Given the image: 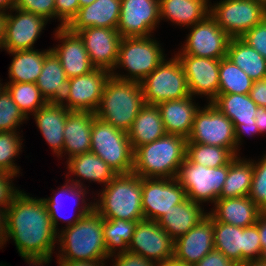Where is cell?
<instances>
[{
  "label": "cell",
  "instance_id": "obj_1",
  "mask_svg": "<svg viewBox=\"0 0 266 266\" xmlns=\"http://www.w3.org/2000/svg\"><path fill=\"white\" fill-rule=\"evenodd\" d=\"M33 198L21 191L7 208V241L14 240L28 264L43 266L51 261L58 231L43 198Z\"/></svg>",
  "mask_w": 266,
  "mask_h": 266
},
{
  "label": "cell",
  "instance_id": "obj_2",
  "mask_svg": "<svg viewBox=\"0 0 266 266\" xmlns=\"http://www.w3.org/2000/svg\"><path fill=\"white\" fill-rule=\"evenodd\" d=\"M104 218L93 209L72 226L64 227L58 232L61 254L57 260L96 261L107 260L110 256L106 250L103 235Z\"/></svg>",
  "mask_w": 266,
  "mask_h": 266
},
{
  "label": "cell",
  "instance_id": "obj_3",
  "mask_svg": "<svg viewBox=\"0 0 266 266\" xmlns=\"http://www.w3.org/2000/svg\"><path fill=\"white\" fill-rule=\"evenodd\" d=\"M187 139L172 134L134 150L133 171L141 178H177L186 159Z\"/></svg>",
  "mask_w": 266,
  "mask_h": 266
},
{
  "label": "cell",
  "instance_id": "obj_4",
  "mask_svg": "<svg viewBox=\"0 0 266 266\" xmlns=\"http://www.w3.org/2000/svg\"><path fill=\"white\" fill-rule=\"evenodd\" d=\"M144 105L140 82L110 76L95 116L117 129L128 132Z\"/></svg>",
  "mask_w": 266,
  "mask_h": 266
},
{
  "label": "cell",
  "instance_id": "obj_5",
  "mask_svg": "<svg viewBox=\"0 0 266 266\" xmlns=\"http://www.w3.org/2000/svg\"><path fill=\"white\" fill-rule=\"evenodd\" d=\"M100 192L94 209L104 219L145 220L142 210V178L134 172L117 174Z\"/></svg>",
  "mask_w": 266,
  "mask_h": 266
},
{
  "label": "cell",
  "instance_id": "obj_6",
  "mask_svg": "<svg viewBox=\"0 0 266 266\" xmlns=\"http://www.w3.org/2000/svg\"><path fill=\"white\" fill-rule=\"evenodd\" d=\"M150 37H122L114 70L123 67L130 75H118L112 71L111 76L141 82L155 70L165 57L159 42Z\"/></svg>",
  "mask_w": 266,
  "mask_h": 266
},
{
  "label": "cell",
  "instance_id": "obj_7",
  "mask_svg": "<svg viewBox=\"0 0 266 266\" xmlns=\"http://www.w3.org/2000/svg\"><path fill=\"white\" fill-rule=\"evenodd\" d=\"M90 152L99 156L116 174L133 171L134 150L127 132L113 127L96 116L91 129Z\"/></svg>",
  "mask_w": 266,
  "mask_h": 266
},
{
  "label": "cell",
  "instance_id": "obj_8",
  "mask_svg": "<svg viewBox=\"0 0 266 266\" xmlns=\"http://www.w3.org/2000/svg\"><path fill=\"white\" fill-rule=\"evenodd\" d=\"M140 84L144 103L148 105L190 96L186 76L176 54L169 61L164 58Z\"/></svg>",
  "mask_w": 266,
  "mask_h": 266
},
{
  "label": "cell",
  "instance_id": "obj_9",
  "mask_svg": "<svg viewBox=\"0 0 266 266\" xmlns=\"http://www.w3.org/2000/svg\"><path fill=\"white\" fill-rule=\"evenodd\" d=\"M214 247L238 266L249 260H259L262 253L258 225L239 227L213 218Z\"/></svg>",
  "mask_w": 266,
  "mask_h": 266
},
{
  "label": "cell",
  "instance_id": "obj_10",
  "mask_svg": "<svg viewBox=\"0 0 266 266\" xmlns=\"http://www.w3.org/2000/svg\"><path fill=\"white\" fill-rule=\"evenodd\" d=\"M228 174V164L211 168L183 161L177 179L185 189L186 197L198 204L214 203L219 199Z\"/></svg>",
  "mask_w": 266,
  "mask_h": 266
},
{
  "label": "cell",
  "instance_id": "obj_11",
  "mask_svg": "<svg viewBox=\"0 0 266 266\" xmlns=\"http://www.w3.org/2000/svg\"><path fill=\"white\" fill-rule=\"evenodd\" d=\"M210 15L231 38L241 37L266 18V7L258 0H221L210 7Z\"/></svg>",
  "mask_w": 266,
  "mask_h": 266
},
{
  "label": "cell",
  "instance_id": "obj_12",
  "mask_svg": "<svg viewBox=\"0 0 266 266\" xmlns=\"http://www.w3.org/2000/svg\"><path fill=\"white\" fill-rule=\"evenodd\" d=\"M199 108L187 143L208 144L228 148L235 156L237 146L232 121L211 103Z\"/></svg>",
  "mask_w": 266,
  "mask_h": 266
},
{
  "label": "cell",
  "instance_id": "obj_13",
  "mask_svg": "<svg viewBox=\"0 0 266 266\" xmlns=\"http://www.w3.org/2000/svg\"><path fill=\"white\" fill-rule=\"evenodd\" d=\"M177 178H142V210L145 220L158 221L186 199Z\"/></svg>",
  "mask_w": 266,
  "mask_h": 266
},
{
  "label": "cell",
  "instance_id": "obj_14",
  "mask_svg": "<svg viewBox=\"0 0 266 266\" xmlns=\"http://www.w3.org/2000/svg\"><path fill=\"white\" fill-rule=\"evenodd\" d=\"M127 251L160 265L173 259L174 240L157 221L142 220L135 226Z\"/></svg>",
  "mask_w": 266,
  "mask_h": 266
},
{
  "label": "cell",
  "instance_id": "obj_15",
  "mask_svg": "<svg viewBox=\"0 0 266 266\" xmlns=\"http://www.w3.org/2000/svg\"><path fill=\"white\" fill-rule=\"evenodd\" d=\"M231 37L222 30L209 14L192 26L182 52L196 57L222 59L227 57Z\"/></svg>",
  "mask_w": 266,
  "mask_h": 266
},
{
  "label": "cell",
  "instance_id": "obj_16",
  "mask_svg": "<svg viewBox=\"0 0 266 266\" xmlns=\"http://www.w3.org/2000/svg\"><path fill=\"white\" fill-rule=\"evenodd\" d=\"M159 22V0H121L117 31L122 37L151 36Z\"/></svg>",
  "mask_w": 266,
  "mask_h": 266
},
{
  "label": "cell",
  "instance_id": "obj_17",
  "mask_svg": "<svg viewBox=\"0 0 266 266\" xmlns=\"http://www.w3.org/2000/svg\"><path fill=\"white\" fill-rule=\"evenodd\" d=\"M176 57L184 70L190 95H205L211 103L218 96L220 59L196 57L181 51Z\"/></svg>",
  "mask_w": 266,
  "mask_h": 266
},
{
  "label": "cell",
  "instance_id": "obj_18",
  "mask_svg": "<svg viewBox=\"0 0 266 266\" xmlns=\"http://www.w3.org/2000/svg\"><path fill=\"white\" fill-rule=\"evenodd\" d=\"M77 34L84 42L92 65L95 68L114 71L122 39L117 29L87 27Z\"/></svg>",
  "mask_w": 266,
  "mask_h": 266
},
{
  "label": "cell",
  "instance_id": "obj_19",
  "mask_svg": "<svg viewBox=\"0 0 266 266\" xmlns=\"http://www.w3.org/2000/svg\"><path fill=\"white\" fill-rule=\"evenodd\" d=\"M213 249V217L208 213L186 234L174 241L173 259L194 266Z\"/></svg>",
  "mask_w": 266,
  "mask_h": 266
},
{
  "label": "cell",
  "instance_id": "obj_20",
  "mask_svg": "<svg viewBox=\"0 0 266 266\" xmlns=\"http://www.w3.org/2000/svg\"><path fill=\"white\" fill-rule=\"evenodd\" d=\"M17 14L7 12L3 49L7 52L16 50H32L33 44L41 34L47 20L40 15L13 8ZM9 13V14H8Z\"/></svg>",
  "mask_w": 266,
  "mask_h": 266
},
{
  "label": "cell",
  "instance_id": "obj_21",
  "mask_svg": "<svg viewBox=\"0 0 266 266\" xmlns=\"http://www.w3.org/2000/svg\"><path fill=\"white\" fill-rule=\"evenodd\" d=\"M111 72L95 68L85 75L70 78V94L64 106L70 111H90L99 107L103 90Z\"/></svg>",
  "mask_w": 266,
  "mask_h": 266
},
{
  "label": "cell",
  "instance_id": "obj_22",
  "mask_svg": "<svg viewBox=\"0 0 266 266\" xmlns=\"http://www.w3.org/2000/svg\"><path fill=\"white\" fill-rule=\"evenodd\" d=\"M211 104L232 121L237 150L244 134L259 133L254 118L258 106L249 94H218Z\"/></svg>",
  "mask_w": 266,
  "mask_h": 266
},
{
  "label": "cell",
  "instance_id": "obj_23",
  "mask_svg": "<svg viewBox=\"0 0 266 266\" xmlns=\"http://www.w3.org/2000/svg\"><path fill=\"white\" fill-rule=\"evenodd\" d=\"M58 29V30H57ZM55 38L62 44L51 48L59 59L68 79L85 75L95 69L92 65L83 40L77 33L69 31L66 27H57Z\"/></svg>",
  "mask_w": 266,
  "mask_h": 266
},
{
  "label": "cell",
  "instance_id": "obj_24",
  "mask_svg": "<svg viewBox=\"0 0 266 266\" xmlns=\"http://www.w3.org/2000/svg\"><path fill=\"white\" fill-rule=\"evenodd\" d=\"M36 85L47 103L64 106L70 94V81L55 54L50 51L44 59Z\"/></svg>",
  "mask_w": 266,
  "mask_h": 266
},
{
  "label": "cell",
  "instance_id": "obj_25",
  "mask_svg": "<svg viewBox=\"0 0 266 266\" xmlns=\"http://www.w3.org/2000/svg\"><path fill=\"white\" fill-rule=\"evenodd\" d=\"M121 0H95L92 4L79 8L66 28L77 33L87 27L117 29Z\"/></svg>",
  "mask_w": 266,
  "mask_h": 266
},
{
  "label": "cell",
  "instance_id": "obj_26",
  "mask_svg": "<svg viewBox=\"0 0 266 266\" xmlns=\"http://www.w3.org/2000/svg\"><path fill=\"white\" fill-rule=\"evenodd\" d=\"M209 214L217 221L239 227L256 224L262 210L249 196L219 198Z\"/></svg>",
  "mask_w": 266,
  "mask_h": 266
},
{
  "label": "cell",
  "instance_id": "obj_27",
  "mask_svg": "<svg viewBox=\"0 0 266 266\" xmlns=\"http://www.w3.org/2000/svg\"><path fill=\"white\" fill-rule=\"evenodd\" d=\"M95 113L90 111H70L64 127L62 154L73 156L90 152L91 129Z\"/></svg>",
  "mask_w": 266,
  "mask_h": 266
},
{
  "label": "cell",
  "instance_id": "obj_28",
  "mask_svg": "<svg viewBox=\"0 0 266 266\" xmlns=\"http://www.w3.org/2000/svg\"><path fill=\"white\" fill-rule=\"evenodd\" d=\"M194 103L192 95H190L179 100H168L157 105L167 134L178 135L188 139L195 114L200 108Z\"/></svg>",
  "mask_w": 266,
  "mask_h": 266
},
{
  "label": "cell",
  "instance_id": "obj_29",
  "mask_svg": "<svg viewBox=\"0 0 266 266\" xmlns=\"http://www.w3.org/2000/svg\"><path fill=\"white\" fill-rule=\"evenodd\" d=\"M65 106L46 103L34 113L37 127L52 148L53 152L62 157L64 145V127L68 116Z\"/></svg>",
  "mask_w": 266,
  "mask_h": 266
},
{
  "label": "cell",
  "instance_id": "obj_30",
  "mask_svg": "<svg viewBox=\"0 0 266 266\" xmlns=\"http://www.w3.org/2000/svg\"><path fill=\"white\" fill-rule=\"evenodd\" d=\"M208 213L200 204L186 198L183 202L172 206L157 222L175 241L186 234Z\"/></svg>",
  "mask_w": 266,
  "mask_h": 266
},
{
  "label": "cell",
  "instance_id": "obj_31",
  "mask_svg": "<svg viewBox=\"0 0 266 266\" xmlns=\"http://www.w3.org/2000/svg\"><path fill=\"white\" fill-rule=\"evenodd\" d=\"M209 0H159L160 20L179 26H193L210 14Z\"/></svg>",
  "mask_w": 266,
  "mask_h": 266
},
{
  "label": "cell",
  "instance_id": "obj_32",
  "mask_svg": "<svg viewBox=\"0 0 266 266\" xmlns=\"http://www.w3.org/2000/svg\"><path fill=\"white\" fill-rule=\"evenodd\" d=\"M166 134L159 108L157 105L148 104H145L140 109L139 114L127 132L133 150Z\"/></svg>",
  "mask_w": 266,
  "mask_h": 266
},
{
  "label": "cell",
  "instance_id": "obj_33",
  "mask_svg": "<svg viewBox=\"0 0 266 266\" xmlns=\"http://www.w3.org/2000/svg\"><path fill=\"white\" fill-rule=\"evenodd\" d=\"M67 167L72 175L81 177L80 180H70L77 186L83 185L80 181L86 179L91 182L104 183L106 186L117 174L95 153L87 152L71 157L67 161Z\"/></svg>",
  "mask_w": 266,
  "mask_h": 266
},
{
  "label": "cell",
  "instance_id": "obj_34",
  "mask_svg": "<svg viewBox=\"0 0 266 266\" xmlns=\"http://www.w3.org/2000/svg\"><path fill=\"white\" fill-rule=\"evenodd\" d=\"M68 182L63 185L61 188H59L60 190L57 191V193H55V195L51 198H43V201H44V204L46 205V208H47V211L49 212V215H50V218L52 220V224L55 228V230L57 231L58 228H57V223H58V220H61L63 222H67V226L66 227H69V226H72L74 225L75 223H77L80 218H82L83 216L89 214L93 209H94V204H92V202L89 204L86 203L85 201V194H86V188L84 189L83 187L81 186H77L76 184L74 183H70L69 180H67ZM70 183V184H69ZM66 194V195H65ZM70 196V198H74L73 200H75V204L76 207H78V200H81V203L85 204L83 206H81L78 210V213L75 215V217L73 216V219L69 220V218L67 217H63L64 215L61 214V212L64 210H62V206H63V198H66L68 195ZM68 196V197H69ZM77 198V199H76ZM77 201V203H76ZM73 202V201H72ZM62 210V211H61ZM65 214V213H64ZM72 216V215H71ZM63 218H66V219H63ZM63 219V220H62Z\"/></svg>",
  "mask_w": 266,
  "mask_h": 266
},
{
  "label": "cell",
  "instance_id": "obj_35",
  "mask_svg": "<svg viewBox=\"0 0 266 266\" xmlns=\"http://www.w3.org/2000/svg\"><path fill=\"white\" fill-rule=\"evenodd\" d=\"M227 58L253 81L266 79V59L240 37L230 39Z\"/></svg>",
  "mask_w": 266,
  "mask_h": 266
},
{
  "label": "cell",
  "instance_id": "obj_36",
  "mask_svg": "<svg viewBox=\"0 0 266 266\" xmlns=\"http://www.w3.org/2000/svg\"><path fill=\"white\" fill-rule=\"evenodd\" d=\"M51 49L38 50H16L8 52L13 55L12 63L9 67L10 82L36 83L44 63L45 56Z\"/></svg>",
  "mask_w": 266,
  "mask_h": 266
},
{
  "label": "cell",
  "instance_id": "obj_37",
  "mask_svg": "<svg viewBox=\"0 0 266 266\" xmlns=\"http://www.w3.org/2000/svg\"><path fill=\"white\" fill-rule=\"evenodd\" d=\"M235 156L228 163V174L219 198L248 196L253 177V162Z\"/></svg>",
  "mask_w": 266,
  "mask_h": 266
},
{
  "label": "cell",
  "instance_id": "obj_38",
  "mask_svg": "<svg viewBox=\"0 0 266 266\" xmlns=\"http://www.w3.org/2000/svg\"><path fill=\"white\" fill-rule=\"evenodd\" d=\"M138 222L139 221H127L120 218L104 219L103 235L106 250L110 257H113L118 249L119 252L117 253L126 252L128 250V245L131 243L135 226Z\"/></svg>",
  "mask_w": 266,
  "mask_h": 266
},
{
  "label": "cell",
  "instance_id": "obj_39",
  "mask_svg": "<svg viewBox=\"0 0 266 266\" xmlns=\"http://www.w3.org/2000/svg\"><path fill=\"white\" fill-rule=\"evenodd\" d=\"M253 82L229 58L220 59L218 94H249Z\"/></svg>",
  "mask_w": 266,
  "mask_h": 266
},
{
  "label": "cell",
  "instance_id": "obj_40",
  "mask_svg": "<svg viewBox=\"0 0 266 266\" xmlns=\"http://www.w3.org/2000/svg\"><path fill=\"white\" fill-rule=\"evenodd\" d=\"M234 157L225 147L199 143H187L186 146V159L205 167L218 168L227 165Z\"/></svg>",
  "mask_w": 266,
  "mask_h": 266
},
{
  "label": "cell",
  "instance_id": "obj_41",
  "mask_svg": "<svg viewBox=\"0 0 266 266\" xmlns=\"http://www.w3.org/2000/svg\"><path fill=\"white\" fill-rule=\"evenodd\" d=\"M5 86L11 94L13 101L27 119L30 113L33 115L47 103L36 83L8 82Z\"/></svg>",
  "mask_w": 266,
  "mask_h": 266
},
{
  "label": "cell",
  "instance_id": "obj_42",
  "mask_svg": "<svg viewBox=\"0 0 266 266\" xmlns=\"http://www.w3.org/2000/svg\"><path fill=\"white\" fill-rule=\"evenodd\" d=\"M17 133L0 132V171L14 174L16 177L20 169L15 165L13 159L22 151V139Z\"/></svg>",
  "mask_w": 266,
  "mask_h": 266
},
{
  "label": "cell",
  "instance_id": "obj_43",
  "mask_svg": "<svg viewBox=\"0 0 266 266\" xmlns=\"http://www.w3.org/2000/svg\"><path fill=\"white\" fill-rule=\"evenodd\" d=\"M26 119L5 88L0 93V132H17V126Z\"/></svg>",
  "mask_w": 266,
  "mask_h": 266
},
{
  "label": "cell",
  "instance_id": "obj_44",
  "mask_svg": "<svg viewBox=\"0 0 266 266\" xmlns=\"http://www.w3.org/2000/svg\"><path fill=\"white\" fill-rule=\"evenodd\" d=\"M261 161L254 163L249 197L262 210L266 211V154Z\"/></svg>",
  "mask_w": 266,
  "mask_h": 266
},
{
  "label": "cell",
  "instance_id": "obj_45",
  "mask_svg": "<svg viewBox=\"0 0 266 266\" xmlns=\"http://www.w3.org/2000/svg\"><path fill=\"white\" fill-rule=\"evenodd\" d=\"M14 8L43 16L47 21L55 18V0H15Z\"/></svg>",
  "mask_w": 266,
  "mask_h": 266
},
{
  "label": "cell",
  "instance_id": "obj_46",
  "mask_svg": "<svg viewBox=\"0 0 266 266\" xmlns=\"http://www.w3.org/2000/svg\"><path fill=\"white\" fill-rule=\"evenodd\" d=\"M240 38L266 59V18Z\"/></svg>",
  "mask_w": 266,
  "mask_h": 266
},
{
  "label": "cell",
  "instance_id": "obj_47",
  "mask_svg": "<svg viewBox=\"0 0 266 266\" xmlns=\"http://www.w3.org/2000/svg\"><path fill=\"white\" fill-rule=\"evenodd\" d=\"M79 8V0H55V17L59 18L61 23L58 27H66Z\"/></svg>",
  "mask_w": 266,
  "mask_h": 266
},
{
  "label": "cell",
  "instance_id": "obj_48",
  "mask_svg": "<svg viewBox=\"0 0 266 266\" xmlns=\"http://www.w3.org/2000/svg\"><path fill=\"white\" fill-rule=\"evenodd\" d=\"M14 176L16 175L0 171V208H8L14 198L21 192L13 186L11 179Z\"/></svg>",
  "mask_w": 266,
  "mask_h": 266
},
{
  "label": "cell",
  "instance_id": "obj_49",
  "mask_svg": "<svg viewBox=\"0 0 266 266\" xmlns=\"http://www.w3.org/2000/svg\"><path fill=\"white\" fill-rule=\"evenodd\" d=\"M114 258L113 266H159L153 261L129 251L117 253Z\"/></svg>",
  "mask_w": 266,
  "mask_h": 266
},
{
  "label": "cell",
  "instance_id": "obj_50",
  "mask_svg": "<svg viewBox=\"0 0 266 266\" xmlns=\"http://www.w3.org/2000/svg\"><path fill=\"white\" fill-rule=\"evenodd\" d=\"M194 266H238L222 252L213 249Z\"/></svg>",
  "mask_w": 266,
  "mask_h": 266
},
{
  "label": "cell",
  "instance_id": "obj_51",
  "mask_svg": "<svg viewBox=\"0 0 266 266\" xmlns=\"http://www.w3.org/2000/svg\"><path fill=\"white\" fill-rule=\"evenodd\" d=\"M249 95L257 106L266 108V79L254 81Z\"/></svg>",
  "mask_w": 266,
  "mask_h": 266
},
{
  "label": "cell",
  "instance_id": "obj_52",
  "mask_svg": "<svg viewBox=\"0 0 266 266\" xmlns=\"http://www.w3.org/2000/svg\"><path fill=\"white\" fill-rule=\"evenodd\" d=\"M262 250L266 247V211H262L256 221Z\"/></svg>",
  "mask_w": 266,
  "mask_h": 266
},
{
  "label": "cell",
  "instance_id": "obj_53",
  "mask_svg": "<svg viewBox=\"0 0 266 266\" xmlns=\"http://www.w3.org/2000/svg\"><path fill=\"white\" fill-rule=\"evenodd\" d=\"M7 242V208H0V247Z\"/></svg>",
  "mask_w": 266,
  "mask_h": 266
},
{
  "label": "cell",
  "instance_id": "obj_54",
  "mask_svg": "<svg viewBox=\"0 0 266 266\" xmlns=\"http://www.w3.org/2000/svg\"><path fill=\"white\" fill-rule=\"evenodd\" d=\"M254 118L259 133L266 132V108L258 106Z\"/></svg>",
  "mask_w": 266,
  "mask_h": 266
},
{
  "label": "cell",
  "instance_id": "obj_55",
  "mask_svg": "<svg viewBox=\"0 0 266 266\" xmlns=\"http://www.w3.org/2000/svg\"><path fill=\"white\" fill-rule=\"evenodd\" d=\"M105 260H96V261H64L59 260L57 263H59V266H105L104 264Z\"/></svg>",
  "mask_w": 266,
  "mask_h": 266
},
{
  "label": "cell",
  "instance_id": "obj_56",
  "mask_svg": "<svg viewBox=\"0 0 266 266\" xmlns=\"http://www.w3.org/2000/svg\"><path fill=\"white\" fill-rule=\"evenodd\" d=\"M6 21H7L6 11L0 10V48L1 49L3 47V42L5 38Z\"/></svg>",
  "mask_w": 266,
  "mask_h": 266
},
{
  "label": "cell",
  "instance_id": "obj_57",
  "mask_svg": "<svg viewBox=\"0 0 266 266\" xmlns=\"http://www.w3.org/2000/svg\"><path fill=\"white\" fill-rule=\"evenodd\" d=\"M15 5V0H0V10L6 11L10 9L11 10L14 8Z\"/></svg>",
  "mask_w": 266,
  "mask_h": 266
},
{
  "label": "cell",
  "instance_id": "obj_58",
  "mask_svg": "<svg viewBox=\"0 0 266 266\" xmlns=\"http://www.w3.org/2000/svg\"><path fill=\"white\" fill-rule=\"evenodd\" d=\"M239 266H266V262L260 260H249Z\"/></svg>",
  "mask_w": 266,
  "mask_h": 266
},
{
  "label": "cell",
  "instance_id": "obj_59",
  "mask_svg": "<svg viewBox=\"0 0 266 266\" xmlns=\"http://www.w3.org/2000/svg\"><path fill=\"white\" fill-rule=\"evenodd\" d=\"M159 266H188V265H185L184 263L171 259L165 262L164 264H160Z\"/></svg>",
  "mask_w": 266,
  "mask_h": 266
},
{
  "label": "cell",
  "instance_id": "obj_60",
  "mask_svg": "<svg viewBox=\"0 0 266 266\" xmlns=\"http://www.w3.org/2000/svg\"><path fill=\"white\" fill-rule=\"evenodd\" d=\"M94 1L95 0H79V6L81 8V7L92 4Z\"/></svg>",
  "mask_w": 266,
  "mask_h": 266
},
{
  "label": "cell",
  "instance_id": "obj_61",
  "mask_svg": "<svg viewBox=\"0 0 266 266\" xmlns=\"http://www.w3.org/2000/svg\"><path fill=\"white\" fill-rule=\"evenodd\" d=\"M259 260L262 262H266V247L262 250Z\"/></svg>",
  "mask_w": 266,
  "mask_h": 266
},
{
  "label": "cell",
  "instance_id": "obj_62",
  "mask_svg": "<svg viewBox=\"0 0 266 266\" xmlns=\"http://www.w3.org/2000/svg\"><path fill=\"white\" fill-rule=\"evenodd\" d=\"M6 88V86H2V84L0 83V93Z\"/></svg>",
  "mask_w": 266,
  "mask_h": 266
},
{
  "label": "cell",
  "instance_id": "obj_63",
  "mask_svg": "<svg viewBox=\"0 0 266 266\" xmlns=\"http://www.w3.org/2000/svg\"><path fill=\"white\" fill-rule=\"evenodd\" d=\"M266 7V0H258Z\"/></svg>",
  "mask_w": 266,
  "mask_h": 266
}]
</instances>
